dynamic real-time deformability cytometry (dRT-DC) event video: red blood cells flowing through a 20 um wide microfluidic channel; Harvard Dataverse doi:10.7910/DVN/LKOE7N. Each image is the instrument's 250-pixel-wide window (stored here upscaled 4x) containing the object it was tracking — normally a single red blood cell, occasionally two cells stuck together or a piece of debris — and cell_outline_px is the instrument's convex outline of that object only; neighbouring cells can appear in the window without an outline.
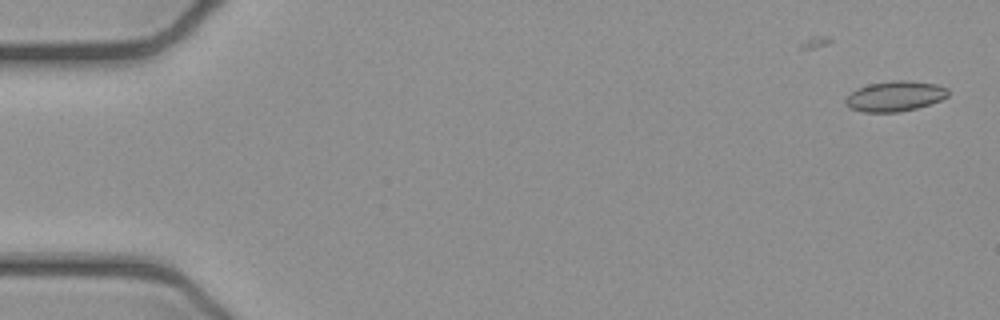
{"species": "common noctule bat (a hibernating species)", "species_latin": "Nyctalus noctula", "temperature_condition": "cold", "stored_images_in_passage": 17, "camera_frame_rate_fps": 3000, "um_per_image_px": 0.085, "animal": {"sex": "female", "body_mass_g": 21.9}, "frame": {"image": 1, "passage_image": 1, "time_ms": 0.0, "image_size_px": [1000, 320], "cell_outline_px": [[948, 96], [940, 100], [916, 108], [900, 112], [864, 112], [848, 108], [844, 104], [844, 100], [852, 92], [868, 84], [892, 80], [908, 80], [936, 84], [948, 88]], "centroid_in_image_um": [76.06, 8.18], "position_along_channel_um": 8.9, "area_um2": 18.09}}
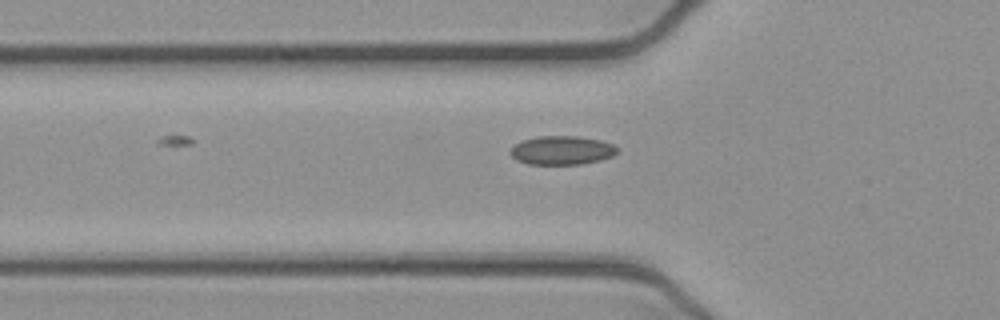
{"frame": {"image": 2, "passage_image": 17, "time_ms": 5.333, "image_size_px": [1000, 320], "cell_outline_px": [[616, 152], [612, 156], [600, 160], [580, 164], [528, 164], [516, 160], [508, 152], [520, 140], [536, 136], [580, 136], [600, 140], [612, 144], [616, 148]], "centroid_in_image_um": [47.71, 12.77], "position_along_channel_um": 78.1, "area_um2": 17.92}}